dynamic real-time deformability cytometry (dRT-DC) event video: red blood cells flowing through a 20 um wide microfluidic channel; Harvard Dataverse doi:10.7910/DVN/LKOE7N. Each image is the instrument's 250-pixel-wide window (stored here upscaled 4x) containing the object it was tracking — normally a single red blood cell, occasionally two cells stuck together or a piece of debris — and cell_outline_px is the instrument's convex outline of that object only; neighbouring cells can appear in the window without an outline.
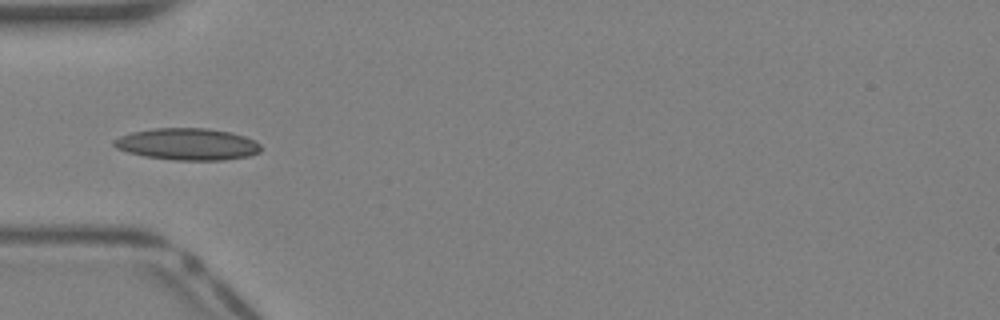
{"species": "Egyptian fruit bat (a non-hibernating species)", "species_latin": "Rousettus aegyptiacus", "temperature_condition": "warm", "stored_images_in_passage": 17, "camera_frame_rate_fps": 3000, "um_per_image_px": 0.085, "animal": {"sex": "female"}, "frame": {"image": 1, "passage_image": 8, "time_ms": 2.333, "image_size_px": [1000, 320], "cell_outline_px": [[264, 148], [260, 152], [248, 156], [224, 160], [172, 160], [144, 156], [128, 152], [116, 148], [112, 144], [112, 140], [120, 136], [132, 132], [152, 128], [208, 128], [232, 132], [256, 140]], "centroid_in_image_um": [15.96, 12.25], "position_along_channel_um": 69.0, "area_um2": 27.57}}